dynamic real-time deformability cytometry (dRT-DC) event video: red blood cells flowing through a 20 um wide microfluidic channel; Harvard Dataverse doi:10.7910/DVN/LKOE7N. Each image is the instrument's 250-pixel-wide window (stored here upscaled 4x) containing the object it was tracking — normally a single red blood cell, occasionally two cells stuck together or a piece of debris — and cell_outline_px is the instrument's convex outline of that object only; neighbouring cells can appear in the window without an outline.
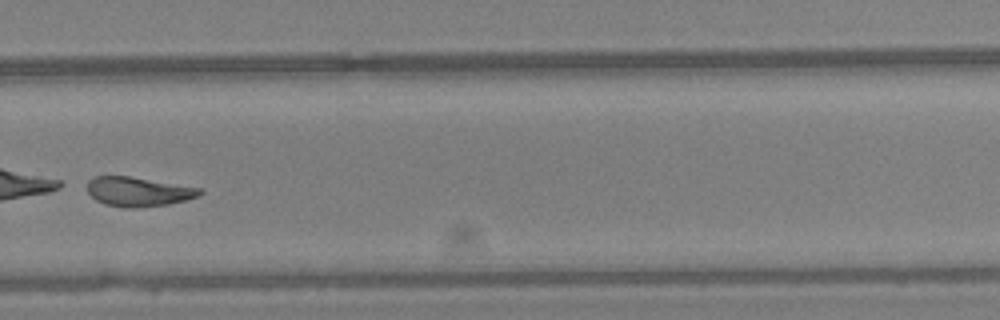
{"species": "Egyptian fruit bat (a non-hibernating species)", "species_latin": "Rousettus aegyptiacus", "temperature_condition": "warm", "stored_images_in_passage": 47, "camera_frame_rate_fps": 3000, "um_per_image_px": 0.085, "animal": {"sex": "female"}, "frame": {"image": 1, "passage_image": 34, "time_ms": 11.0, "image_size_px": [1000, 320], "cell_outline_px": [[204, 192], [196, 196], [184, 200], [168, 204], [132, 208], [124, 208], [104, 204], [96, 200], [88, 192], [88, 180], [96, 176], [128, 176], [200, 188]], "centroid_in_image_um": [11.72, 16.29], "position_along_channel_um": 318.1, "area_um2": 18.96}}